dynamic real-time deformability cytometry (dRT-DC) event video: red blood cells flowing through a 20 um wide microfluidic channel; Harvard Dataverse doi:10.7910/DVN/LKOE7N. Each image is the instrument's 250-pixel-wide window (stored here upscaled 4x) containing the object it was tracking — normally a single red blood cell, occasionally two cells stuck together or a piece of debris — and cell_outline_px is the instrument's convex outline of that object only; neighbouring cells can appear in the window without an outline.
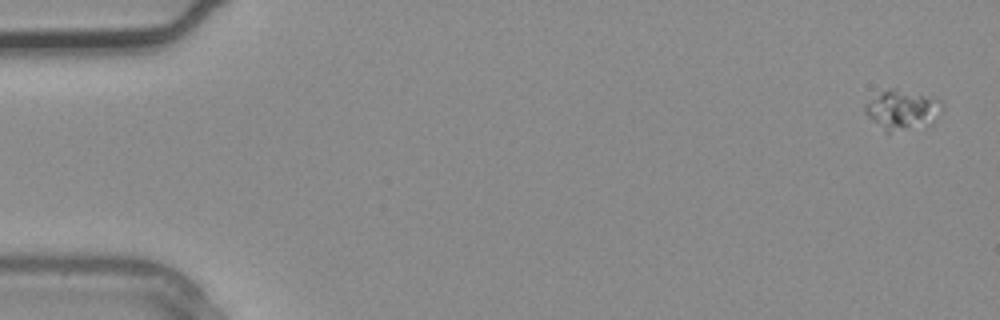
{"species": "common noctule bat (a hibernating species)", "species_latin": "Nyctalus noctula", "temperature_condition": "warm", "stored_images_in_passage": 4, "camera_frame_rate_fps": 3000, "um_per_image_px": 0.085, "animal": {"sex": "male", "body_mass_g": 20.4}, "frame": {"image": 1, "passage_image": 1, "time_ms": 0.0, "image_size_px": [1000, 320], "cell_outline_px": [[944, 108], [932, 124], [888, 132], [884, 132], [864, 112], [864, 108], [868, 104], [888, 88], [896, 88], [944, 100]], "centroid_in_image_um": [76.77, 9.34], "position_along_channel_um": 8.2, "area_um2": 17.57}}
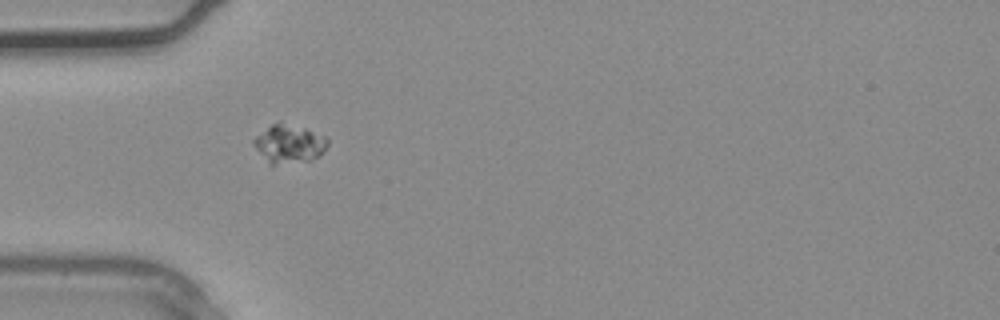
{"frame": {"image": 2, "passage_image": 4, "time_ms": 1.0, "image_size_px": [1000, 320], "cell_outline_px": [[328, 144], [320, 156], [312, 160], [272, 164], [268, 164], [252, 144], [252, 140], [256, 136], [272, 124], [280, 124], [304, 128], [324, 136], [328, 140]], "centroid_in_image_um": [24.56, 12.26], "position_along_channel_um": 60.4, "area_um2": 16.07}}